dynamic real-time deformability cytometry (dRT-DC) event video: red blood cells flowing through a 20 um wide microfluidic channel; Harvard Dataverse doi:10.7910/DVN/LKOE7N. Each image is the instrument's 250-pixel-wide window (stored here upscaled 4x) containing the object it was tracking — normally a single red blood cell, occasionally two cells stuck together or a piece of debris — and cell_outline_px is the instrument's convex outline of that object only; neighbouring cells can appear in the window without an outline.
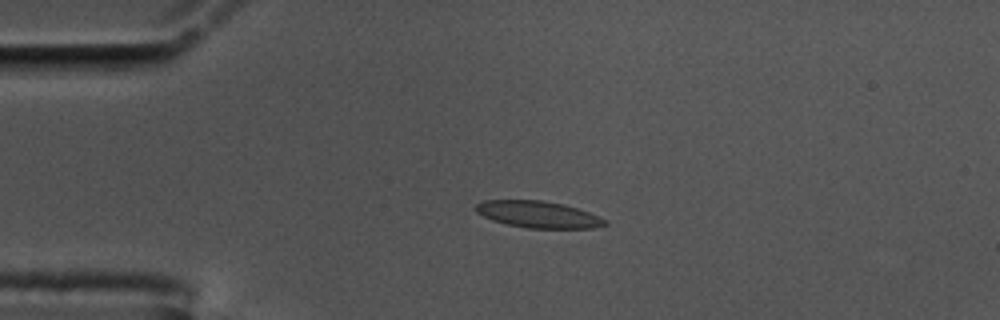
{"species": "common noctule bat (a hibernating species)", "species_latin": "Nyctalus noctula", "temperature_condition": "cold", "stored_images_in_passage": 45, "camera_frame_rate_fps": 3000, "um_per_image_px": 0.085, "animal": {"sex": "male", "body_mass_g": 17.5, "forearm_length_mm": 52.3}, "frame": {"image": 1, "passage_image": 1, "time_ms": 0.0, "image_size_px": [1000, 320], "cell_outline_px": [[608, 224], [592, 228], [528, 228], [508, 224], [492, 220], [476, 212], [476, 204], [484, 200], [540, 200], [564, 204], [588, 212], [608, 220]], "centroid_in_image_um": [45.76, 18.22], "position_along_channel_um": 39.2, "area_um2": 19.94}}
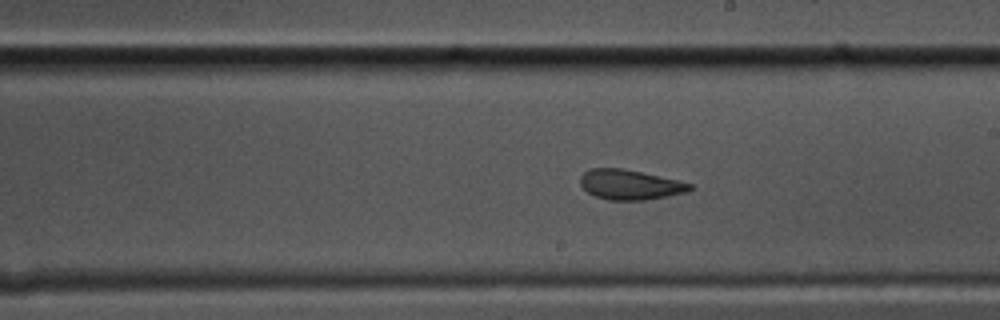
{"frame": {"image": 2, "passage_image": 20, "time_ms": 6.333, "image_size_px": [1000, 320], "cell_outline_px": [[692, 188], [684, 192], [644, 200], [608, 200], [596, 196], [588, 192], [580, 184], [580, 176], [584, 172], [592, 168], [624, 168], [676, 180], [692, 184]], "centroid_in_image_um": [53.49, 15.68], "position_along_channel_um": 235.5, "area_um2": 18.79}}
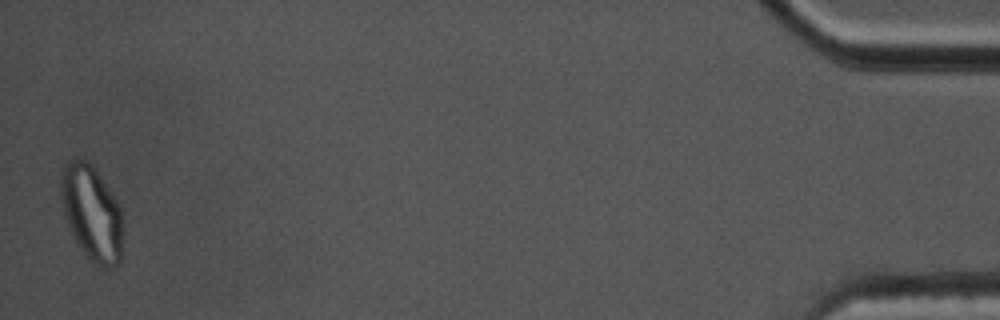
{"frame": {"image": 3, "passage_image": 44, "time_ms": 14.333, "image_size_px": [1000, 320], "cell_outline_px": [[124, 228], [120, 264], [116, 268], [104, 268], [92, 264], [84, 256], [72, 236], [68, 228], [64, 212], [60, 184], [60, 180], [64, 168], [72, 160], [88, 160], [92, 164], [120, 204], [124, 220]], "centroid_in_image_um": [7.86, 18.21], "position_along_channel_um": 427.3, "area_um2": 35.2}, "authors_computed_cell_mechanics": {"area_um2": 20.6346, "velocity_mm_per_s": 3.5357, "shape_relaxation_time_tau1_ms": 8.9796, "shape_relaxation_time_tau2_ms": 1.9314, "deformation_change_tau1": 0.238, "deformation_change_tau2": 0.0688}}